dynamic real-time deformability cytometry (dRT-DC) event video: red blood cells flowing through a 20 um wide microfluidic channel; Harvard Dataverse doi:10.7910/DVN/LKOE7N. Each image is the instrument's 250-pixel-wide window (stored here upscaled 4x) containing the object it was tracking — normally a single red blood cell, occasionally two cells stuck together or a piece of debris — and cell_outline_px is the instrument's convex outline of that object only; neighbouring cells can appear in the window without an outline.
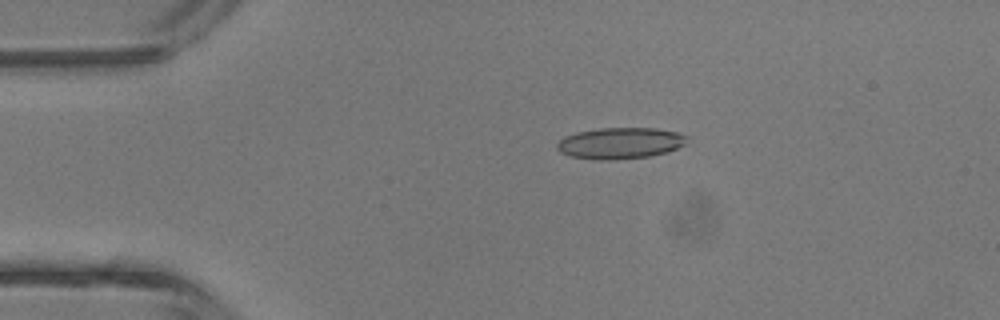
{"species": "common noctule bat (a hibernating species)", "species_latin": "Nyctalus noctula", "temperature_condition": "room temperature", "stored_images_in_passage": 5, "camera_frame_rate_fps": 3000, "um_per_image_px": 0.085, "animal": {"sex": "male", "body_mass_g": 13.3}, "frame": {"image": 1, "passage_image": 3, "time_ms": 2.333, "image_size_px": [1000, 320], "cell_outline_px": [[688, 144], [668, 152], [652, 156], [612, 160], [592, 160], [572, 156], [560, 152], [556, 148], [556, 144], [564, 136], [576, 132], [600, 128], [656, 128], [680, 132], [688, 136]], "centroid_in_image_um": [52.76, 12.17], "position_along_channel_um": 32.2, "area_um2": 24.16}}